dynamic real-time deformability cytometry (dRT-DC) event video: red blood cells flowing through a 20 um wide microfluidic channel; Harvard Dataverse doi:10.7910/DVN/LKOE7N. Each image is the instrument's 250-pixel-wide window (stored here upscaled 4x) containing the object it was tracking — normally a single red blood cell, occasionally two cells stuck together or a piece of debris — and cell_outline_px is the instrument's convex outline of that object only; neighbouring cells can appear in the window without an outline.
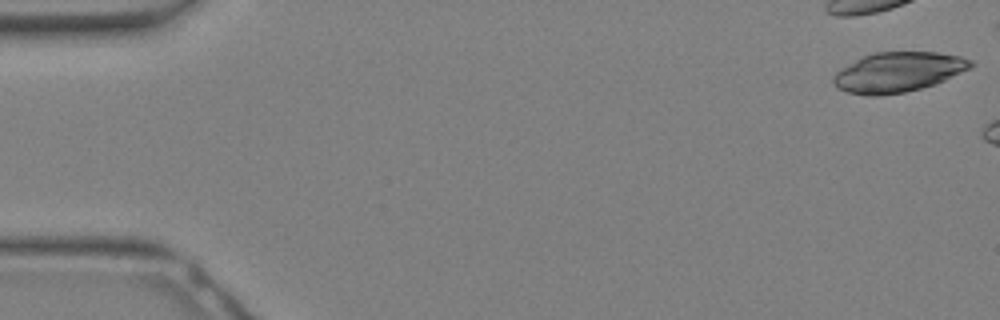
{"species": "Egyptian fruit bat (a non-hibernating species)", "species_latin": "Rousettus aegyptiacus", "temperature_condition": "warm", "stored_images_in_passage": 5, "camera_frame_rate_fps": 3000, "um_per_image_px": 0.085, "animal": {"sex": "female"}, "frame": {"image": 1, "passage_image": 1, "time_ms": 0.0, "image_size_px": [1000, 320], "cell_outline_px": [[976, 64], [972, 68], [936, 84], [904, 92], [880, 96], [868, 96], [848, 92], [836, 88], [832, 84], [832, 76], [840, 68], [864, 56], [876, 52], [936, 52], [960, 56], [972, 60]], "centroid_in_image_um": [76.34, 6.14], "position_along_channel_um": 8.7, "area_um2": 32.19}}